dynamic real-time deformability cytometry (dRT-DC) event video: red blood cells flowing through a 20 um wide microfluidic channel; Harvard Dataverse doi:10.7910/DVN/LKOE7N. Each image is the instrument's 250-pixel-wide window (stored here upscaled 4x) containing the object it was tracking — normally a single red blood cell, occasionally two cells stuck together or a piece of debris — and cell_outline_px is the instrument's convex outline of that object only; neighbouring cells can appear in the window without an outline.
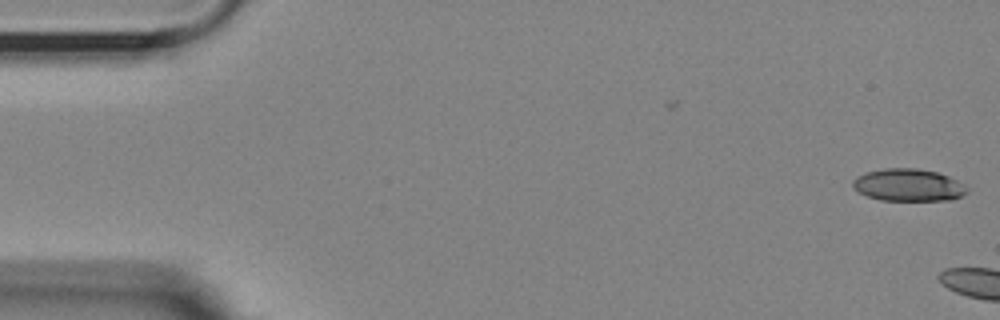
{"species": "Egyptian fruit bat (a non-hibernating species)", "species_latin": "Rousettus aegyptiacus", "temperature_condition": "room temperature", "stored_images_in_passage": 2, "camera_frame_rate_fps": 3000, "um_per_image_px": 0.085, "animal": {"sex": "female"}, "frame": {"image": 1, "passage_image": 2, "time_ms": 0.333, "image_size_px": [1000, 320], "cell_outline_px": [[968, 192], [952, 200], [880, 200], [868, 196], [860, 192], [852, 184], [852, 180], [856, 176], [864, 172], [884, 168], [916, 168], [936, 172], [948, 176], [956, 180], [968, 188]], "centroid_in_image_um": [77.2, 15.72], "position_along_channel_um": 7.8, "area_um2": 21.44}}